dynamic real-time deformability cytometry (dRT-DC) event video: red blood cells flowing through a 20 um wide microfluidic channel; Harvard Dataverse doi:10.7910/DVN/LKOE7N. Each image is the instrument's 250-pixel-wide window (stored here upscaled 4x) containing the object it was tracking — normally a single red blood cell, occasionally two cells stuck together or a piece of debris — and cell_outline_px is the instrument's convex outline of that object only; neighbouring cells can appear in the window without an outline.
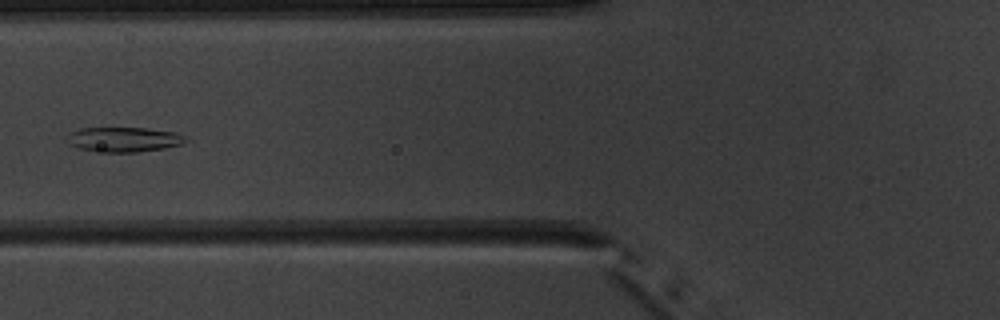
{"species": "common noctule bat (a hibernating species)", "species_latin": "Nyctalus noctula", "temperature_condition": "warm", "stored_images_in_passage": 7, "camera_frame_rate_fps": 3000, "um_per_image_px": 0.085, "animal": {"sex": "male", "body_mass_g": 20.1, "forearm_length_mm": 53.5}, "frame": {"image": 1, "passage_image": 6, "time_ms": 6.667, "image_size_px": [1000, 320], "cell_outline_px": [[188, 140], [184, 144], [164, 148], [140, 152], [108, 152], [76, 148], [68, 144], [64, 136], [68, 132], [80, 128], [148, 128], [176, 132], [184, 136]], "centroid_in_image_um": [10.49, 11.85], "position_along_channel_um": 115.3, "area_um2": 17.46}}